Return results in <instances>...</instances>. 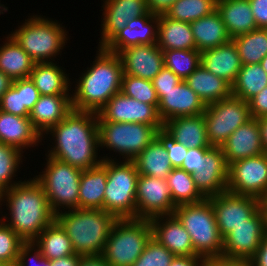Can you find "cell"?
<instances>
[{
  "label": "cell",
  "instance_id": "obj_1",
  "mask_svg": "<svg viewBox=\"0 0 267 266\" xmlns=\"http://www.w3.org/2000/svg\"><path fill=\"white\" fill-rule=\"evenodd\" d=\"M46 137L52 144L49 143L50 149L48 146L45 154L58 161L81 170L96 167L103 161L99 155L97 113L72 109L42 136L44 143Z\"/></svg>",
  "mask_w": 267,
  "mask_h": 266
},
{
  "label": "cell",
  "instance_id": "obj_2",
  "mask_svg": "<svg viewBox=\"0 0 267 266\" xmlns=\"http://www.w3.org/2000/svg\"><path fill=\"white\" fill-rule=\"evenodd\" d=\"M6 203V204H5ZM1 214L5 222L24 242H32L56 219L41 183L35 178L22 179L4 191ZM8 214V215H7Z\"/></svg>",
  "mask_w": 267,
  "mask_h": 266
},
{
  "label": "cell",
  "instance_id": "obj_3",
  "mask_svg": "<svg viewBox=\"0 0 267 266\" xmlns=\"http://www.w3.org/2000/svg\"><path fill=\"white\" fill-rule=\"evenodd\" d=\"M97 49L90 67L71 82H76L71 86L73 110L98 113L112 96L121 92L124 72L119 55L103 47Z\"/></svg>",
  "mask_w": 267,
  "mask_h": 266
},
{
  "label": "cell",
  "instance_id": "obj_4",
  "mask_svg": "<svg viewBox=\"0 0 267 266\" xmlns=\"http://www.w3.org/2000/svg\"><path fill=\"white\" fill-rule=\"evenodd\" d=\"M66 231L73 250L82 257L102 256L117 218L100 209H71L58 212L55 219Z\"/></svg>",
  "mask_w": 267,
  "mask_h": 266
},
{
  "label": "cell",
  "instance_id": "obj_5",
  "mask_svg": "<svg viewBox=\"0 0 267 266\" xmlns=\"http://www.w3.org/2000/svg\"><path fill=\"white\" fill-rule=\"evenodd\" d=\"M62 24L59 20L34 14L9 33L35 63L55 62L70 39Z\"/></svg>",
  "mask_w": 267,
  "mask_h": 266
},
{
  "label": "cell",
  "instance_id": "obj_6",
  "mask_svg": "<svg viewBox=\"0 0 267 266\" xmlns=\"http://www.w3.org/2000/svg\"><path fill=\"white\" fill-rule=\"evenodd\" d=\"M173 215L189 233L194 252L203 258L222 257L221 236L209 198L176 206Z\"/></svg>",
  "mask_w": 267,
  "mask_h": 266
},
{
  "label": "cell",
  "instance_id": "obj_7",
  "mask_svg": "<svg viewBox=\"0 0 267 266\" xmlns=\"http://www.w3.org/2000/svg\"><path fill=\"white\" fill-rule=\"evenodd\" d=\"M163 126L141 123L98 121L99 149L115 152L116 157L106 154L103 160L133 161L156 137ZM112 156V157H111ZM122 156V157H121Z\"/></svg>",
  "mask_w": 267,
  "mask_h": 266
},
{
  "label": "cell",
  "instance_id": "obj_8",
  "mask_svg": "<svg viewBox=\"0 0 267 266\" xmlns=\"http://www.w3.org/2000/svg\"><path fill=\"white\" fill-rule=\"evenodd\" d=\"M152 237L149 220L117 219L106 241L102 257L111 266H132Z\"/></svg>",
  "mask_w": 267,
  "mask_h": 266
},
{
  "label": "cell",
  "instance_id": "obj_9",
  "mask_svg": "<svg viewBox=\"0 0 267 266\" xmlns=\"http://www.w3.org/2000/svg\"><path fill=\"white\" fill-rule=\"evenodd\" d=\"M139 173L133 161L107 159V183L103 210L117 219L136 218Z\"/></svg>",
  "mask_w": 267,
  "mask_h": 266
},
{
  "label": "cell",
  "instance_id": "obj_10",
  "mask_svg": "<svg viewBox=\"0 0 267 266\" xmlns=\"http://www.w3.org/2000/svg\"><path fill=\"white\" fill-rule=\"evenodd\" d=\"M46 162L38 174L33 175L44 188L50 208L58 212L77 209L80 176L83 170L46 155Z\"/></svg>",
  "mask_w": 267,
  "mask_h": 266
},
{
  "label": "cell",
  "instance_id": "obj_11",
  "mask_svg": "<svg viewBox=\"0 0 267 266\" xmlns=\"http://www.w3.org/2000/svg\"><path fill=\"white\" fill-rule=\"evenodd\" d=\"M203 115L211 147H221L239 126L252 119L248 102L234 95L206 105Z\"/></svg>",
  "mask_w": 267,
  "mask_h": 266
},
{
  "label": "cell",
  "instance_id": "obj_12",
  "mask_svg": "<svg viewBox=\"0 0 267 266\" xmlns=\"http://www.w3.org/2000/svg\"><path fill=\"white\" fill-rule=\"evenodd\" d=\"M267 234V214L261 206L247 223L234 227L223 238L222 257L226 259L250 261Z\"/></svg>",
  "mask_w": 267,
  "mask_h": 266
},
{
  "label": "cell",
  "instance_id": "obj_13",
  "mask_svg": "<svg viewBox=\"0 0 267 266\" xmlns=\"http://www.w3.org/2000/svg\"><path fill=\"white\" fill-rule=\"evenodd\" d=\"M227 191L262 201L267 195V154L231 163L228 169Z\"/></svg>",
  "mask_w": 267,
  "mask_h": 266
},
{
  "label": "cell",
  "instance_id": "obj_14",
  "mask_svg": "<svg viewBox=\"0 0 267 266\" xmlns=\"http://www.w3.org/2000/svg\"><path fill=\"white\" fill-rule=\"evenodd\" d=\"M175 208L166 179L138 176L136 218L150 220L157 216L172 215Z\"/></svg>",
  "mask_w": 267,
  "mask_h": 266
},
{
  "label": "cell",
  "instance_id": "obj_15",
  "mask_svg": "<svg viewBox=\"0 0 267 266\" xmlns=\"http://www.w3.org/2000/svg\"><path fill=\"white\" fill-rule=\"evenodd\" d=\"M215 220L224 238L234 227L247 223L261 206L262 201L255 197L236 195L228 191L209 197Z\"/></svg>",
  "mask_w": 267,
  "mask_h": 266
},
{
  "label": "cell",
  "instance_id": "obj_16",
  "mask_svg": "<svg viewBox=\"0 0 267 266\" xmlns=\"http://www.w3.org/2000/svg\"><path fill=\"white\" fill-rule=\"evenodd\" d=\"M98 121L131 122L163 126L158 109L152 105L125 96L122 92L112 96L97 113Z\"/></svg>",
  "mask_w": 267,
  "mask_h": 266
},
{
  "label": "cell",
  "instance_id": "obj_17",
  "mask_svg": "<svg viewBox=\"0 0 267 266\" xmlns=\"http://www.w3.org/2000/svg\"><path fill=\"white\" fill-rule=\"evenodd\" d=\"M98 47H103L128 21L150 13L146 0H103Z\"/></svg>",
  "mask_w": 267,
  "mask_h": 266
},
{
  "label": "cell",
  "instance_id": "obj_18",
  "mask_svg": "<svg viewBox=\"0 0 267 266\" xmlns=\"http://www.w3.org/2000/svg\"><path fill=\"white\" fill-rule=\"evenodd\" d=\"M156 94L159 100L158 114L163 123L176 117L201 115L206 108L184 80L170 91H156Z\"/></svg>",
  "mask_w": 267,
  "mask_h": 266
},
{
  "label": "cell",
  "instance_id": "obj_19",
  "mask_svg": "<svg viewBox=\"0 0 267 266\" xmlns=\"http://www.w3.org/2000/svg\"><path fill=\"white\" fill-rule=\"evenodd\" d=\"M228 169L221 147H212L195 173L193 180L199 192L209 198L227 191Z\"/></svg>",
  "mask_w": 267,
  "mask_h": 266
},
{
  "label": "cell",
  "instance_id": "obj_20",
  "mask_svg": "<svg viewBox=\"0 0 267 266\" xmlns=\"http://www.w3.org/2000/svg\"><path fill=\"white\" fill-rule=\"evenodd\" d=\"M124 74L152 79L164 67V54L157 44L131 46L118 53Z\"/></svg>",
  "mask_w": 267,
  "mask_h": 266
},
{
  "label": "cell",
  "instance_id": "obj_21",
  "mask_svg": "<svg viewBox=\"0 0 267 266\" xmlns=\"http://www.w3.org/2000/svg\"><path fill=\"white\" fill-rule=\"evenodd\" d=\"M159 15L149 13L128 21L104 46L106 51L118 54L127 47L156 44Z\"/></svg>",
  "mask_w": 267,
  "mask_h": 266
},
{
  "label": "cell",
  "instance_id": "obj_22",
  "mask_svg": "<svg viewBox=\"0 0 267 266\" xmlns=\"http://www.w3.org/2000/svg\"><path fill=\"white\" fill-rule=\"evenodd\" d=\"M152 237L175 256H193L192 240L179 220L172 215L157 216L149 220Z\"/></svg>",
  "mask_w": 267,
  "mask_h": 266
},
{
  "label": "cell",
  "instance_id": "obj_23",
  "mask_svg": "<svg viewBox=\"0 0 267 266\" xmlns=\"http://www.w3.org/2000/svg\"><path fill=\"white\" fill-rule=\"evenodd\" d=\"M227 165L264 153L257 119L239 126L221 146Z\"/></svg>",
  "mask_w": 267,
  "mask_h": 266
},
{
  "label": "cell",
  "instance_id": "obj_24",
  "mask_svg": "<svg viewBox=\"0 0 267 266\" xmlns=\"http://www.w3.org/2000/svg\"><path fill=\"white\" fill-rule=\"evenodd\" d=\"M0 142L24 153L25 149H33L41 145L42 136L34 128L29 117H21L0 110Z\"/></svg>",
  "mask_w": 267,
  "mask_h": 266
},
{
  "label": "cell",
  "instance_id": "obj_25",
  "mask_svg": "<svg viewBox=\"0 0 267 266\" xmlns=\"http://www.w3.org/2000/svg\"><path fill=\"white\" fill-rule=\"evenodd\" d=\"M72 111L71 95H41L30 111L29 119L43 136Z\"/></svg>",
  "mask_w": 267,
  "mask_h": 266
},
{
  "label": "cell",
  "instance_id": "obj_26",
  "mask_svg": "<svg viewBox=\"0 0 267 266\" xmlns=\"http://www.w3.org/2000/svg\"><path fill=\"white\" fill-rule=\"evenodd\" d=\"M201 65L210 73L232 85L242 67L238 49L231 39L228 43L201 52Z\"/></svg>",
  "mask_w": 267,
  "mask_h": 266
},
{
  "label": "cell",
  "instance_id": "obj_27",
  "mask_svg": "<svg viewBox=\"0 0 267 266\" xmlns=\"http://www.w3.org/2000/svg\"><path fill=\"white\" fill-rule=\"evenodd\" d=\"M163 128L171 134L178 143L188 148H212L208 138L203 114L182 116L167 120Z\"/></svg>",
  "mask_w": 267,
  "mask_h": 266
},
{
  "label": "cell",
  "instance_id": "obj_28",
  "mask_svg": "<svg viewBox=\"0 0 267 266\" xmlns=\"http://www.w3.org/2000/svg\"><path fill=\"white\" fill-rule=\"evenodd\" d=\"M58 60L34 64L29 78L40 95H71V76L64 67L58 65Z\"/></svg>",
  "mask_w": 267,
  "mask_h": 266
},
{
  "label": "cell",
  "instance_id": "obj_29",
  "mask_svg": "<svg viewBox=\"0 0 267 266\" xmlns=\"http://www.w3.org/2000/svg\"><path fill=\"white\" fill-rule=\"evenodd\" d=\"M216 10L231 39L258 28L249 0H217Z\"/></svg>",
  "mask_w": 267,
  "mask_h": 266
},
{
  "label": "cell",
  "instance_id": "obj_30",
  "mask_svg": "<svg viewBox=\"0 0 267 266\" xmlns=\"http://www.w3.org/2000/svg\"><path fill=\"white\" fill-rule=\"evenodd\" d=\"M107 183V159L96 167L83 170L80 176L78 208L103 210Z\"/></svg>",
  "mask_w": 267,
  "mask_h": 266
},
{
  "label": "cell",
  "instance_id": "obj_31",
  "mask_svg": "<svg viewBox=\"0 0 267 266\" xmlns=\"http://www.w3.org/2000/svg\"><path fill=\"white\" fill-rule=\"evenodd\" d=\"M196 49L200 52L228 43L231 38L217 10L190 22Z\"/></svg>",
  "mask_w": 267,
  "mask_h": 266
},
{
  "label": "cell",
  "instance_id": "obj_32",
  "mask_svg": "<svg viewBox=\"0 0 267 266\" xmlns=\"http://www.w3.org/2000/svg\"><path fill=\"white\" fill-rule=\"evenodd\" d=\"M157 46L163 50L196 49L190 23L159 14Z\"/></svg>",
  "mask_w": 267,
  "mask_h": 266
},
{
  "label": "cell",
  "instance_id": "obj_33",
  "mask_svg": "<svg viewBox=\"0 0 267 266\" xmlns=\"http://www.w3.org/2000/svg\"><path fill=\"white\" fill-rule=\"evenodd\" d=\"M187 85L209 105L231 95V85L200 65L185 80Z\"/></svg>",
  "mask_w": 267,
  "mask_h": 266
},
{
  "label": "cell",
  "instance_id": "obj_34",
  "mask_svg": "<svg viewBox=\"0 0 267 266\" xmlns=\"http://www.w3.org/2000/svg\"><path fill=\"white\" fill-rule=\"evenodd\" d=\"M0 44V71L12 80L29 78L35 62L8 33Z\"/></svg>",
  "mask_w": 267,
  "mask_h": 266
},
{
  "label": "cell",
  "instance_id": "obj_35",
  "mask_svg": "<svg viewBox=\"0 0 267 266\" xmlns=\"http://www.w3.org/2000/svg\"><path fill=\"white\" fill-rule=\"evenodd\" d=\"M139 175L167 179L173 167L161 142L154 140L133 160Z\"/></svg>",
  "mask_w": 267,
  "mask_h": 266
},
{
  "label": "cell",
  "instance_id": "obj_36",
  "mask_svg": "<svg viewBox=\"0 0 267 266\" xmlns=\"http://www.w3.org/2000/svg\"><path fill=\"white\" fill-rule=\"evenodd\" d=\"M32 242L50 260L75 254L70 238L56 220Z\"/></svg>",
  "mask_w": 267,
  "mask_h": 266
},
{
  "label": "cell",
  "instance_id": "obj_37",
  "mask_svg": "<svg viewBox=\"0 0 267 266\" xmlns=\"http://www.w3.org/2000/svg\"><path fill=\"white\" fill-rule=\"evenodd\" d=\"M265 87H267V73L261 64H246L242 65L231 85V95L248 102Z\"/></svg>",
  "mask_w": 267,
  "mask_h": 266
},
{
  "label": "cell",
  "instance_id": "obj_38",
  "mask_svg": "<svg viewBox=\"0 0 267 266\" xmlns=\"http://www.w3.org/2000/svg\"><path fill=\"white\" fill-rule=\"evenodd\" d=\"M166 180L175 206L198 203L205 199L197 189L192 174L181 168H173Z\"/></svg>",
  "mask_w": 267,
  "mask_h": 266
},
{
  "label": "cell",
  "instance_id": "obj_39",
  "mask_svg": "<svg viewBox=\"0 0 267 266\" xmlns=\"http://www.w3.org/2000/svg\"><path fill=\"white\" fill-rule=\"evenodd\" d=\"M242 65L260 63L267 55V29L257 28L232 39Z\"/></svg>",
  "mask_w": 267,
  "mask_h": 266
},
{
  "label": "cell",
  "instance_id": "obj_40",
  "mask_svg": "<svg viewBox=\"0 0 267 266\" xmlns=\"http://www.w3.org/2000/svg\"><path fill=\"white\" fill-rule=\"evenodd\" d=\"M217 0H176L165 15L173 20L190 23L216 10Z\"/></svg>",
  "mask_w": 267,
  "mask_h": 266
},
{
  "label": "cell",
  "instance_id": "obj_41",
  "mask_svg": "<svg viewBox=\"0 0 267 266\" xmlns=\"http://www.w3.org/2000/svg\"><path fill=\"white\" fill-rule=\"evenodd\" d=\"M164 66L185 80L201 65V52L197 49L163 50Z\"/></svg>",
  "mask_w": 267,
  "mask_h": 266
},
{
  "label": "cell",
  "instance_id": "obj_42",
  "mask_svg": "<svg viewBox=\"0 0 267 266\" xmlns=\"http://www.w3.org/2000/svg\"><path fill=\"white\" fill-rule=\"evenodd\" d=\"M19 149L0 142V185L6 190L20 181L15 180L26 155ZM24 157V159H23Z\"/></svg>",
  "mask_w": 267,
  "mask_h": 266
},
{
  "label": "cell",
  "instance_id": "obj_43",
  "mask_svg": "<svg viewBox=\"0 0 267 266\" xmlns=\"http://www.w3.org/2000/svg\"><path fill=\"white\" fill-rule=\"evenodd\" d=\"M121 92L127 97L158 107L159 100L150 80L123 74Z\"/></svg>",
  "mask_w": 267,
  "mask_h": 266
},
{
  "label": "cell",
  "instance_id": "obj_44",
  "mask_svg": "<svg viewBox=\"0 0 267 266\" xmlns=\"http://www.w3.org/2000/svg\"><path fill=\"white\" fill-rule=\"evenodd\" d=\"M25 242L0 219V261L15 266L20 247Z\"/></svg>",
  "mask_w": 267,
  "mask_h": 266
},
{
  "label": "cell",
  "instance_id": "obj_45",
  "mask_svg": "<svg viewBox=\"0 0 267 266\" xmlns=\"http://www.w3.org/2000/svg\"><path fill=\"white\" fill-rule=\"evenodd\" d=\"M175 255L151 237L132 266H169Z\"/></svg>",
  "mask_w": 267,
  "mask_h": 266
},
{
  "label": "cell",
  "instance_id": "obj_46",
  "mask_svg": "<svg viewBox=\"0 0 267 266\" xmlns=\"http://www.w3.org/2000/svg\"><path fill=\"white\" fill-rule=\"evenodd\" d=\"M0 110L21 117H29L30 111L22 106L21 79L13 80L12 86L3 94Z\"/></svg>",
  "mask_w": 267,
  "mask_h": 266
},
{
  "label": "cell",
  "instance_id": "obj_47",
  "mask_svg": "<svg viewBox=\"0 0 267 266\" xmlns=\"http://www.w3.org/2000/svg\"><path fill=\"white\" fill-rule=\"evenodd\" d=\"M156 138L161 142L164 149L167 151L168 159L173 168H181L184 158L188 152V147L176 140L164 128L158 129Z\"/></svg>",
  "mask_w": 267,
  "mask_h": 266
},
{
  "label": "cell",
  "instance_id": "obj_48",
  "mask_svg": "<svg viewBox=\"0 0 267 266\" xmlns=\"http://www.w3.org/2000/svg\"><path fill=\"white\" fill-rule=\"evenodd\" d=\"M15 266H51V260L44 257L33 242H25L20 247Z\"/></svg>",
  "mask_w": 267,
  "mask_h": 266
},
{
  "label": "cell",
  "instance_id": "obj_49",
  "mask_svg": "<svg viewBox=\"0 0 267 266\" xmlns=\"http://www.w3.org/2000/svg\"><path fill=\"white\" fill-rule=\"evenodd\" d=\"M179 82H181V79L165 66L152 79L153 87L156 91H170Z\"/></svg>",
  "mask_w": 267,
  "mask_h": 266
},
{
  "label": "cell",
  "instance_id": "obj_50",
  "mask_svg": "<svg viewBox=\"0 0 267 266\" xmlns=\"http://www.w3.org/2000/svg\"><path fill=\"white\" fill-rule=\"evenodd\" d=\"M210 149L211 148H188L181 169L190 174L195 173L196 169L200 167L202 160L205 158V154Z\"/></svg>",
  "mask_w": 267,
  "mask_h": 266
},
{
  "label": "cell",
  "instance_id": "obj_51",
  "mask_svg": "<svg viewBox=\"0 0 267 266\" xmlns=\"http://www.w3.org/2000/svg\"><path fill=\"white\" fill-rule=\"evenodd\" d=\"M40 96L38 89L35 87L30 78L21 79L22 106H25L29 111H31Z\"/></svg>",
  "mask_w": 267,
  "mask_h": 266
},
{
  "label": "cell",
  "instance_id": "obj_52",
  "mask_svg": "<svg viewBox=\"0 0 267 266\" xmlns=\"http://www.w3.org/2000/svg\"><path fill=\"white\" fill-rule=\"evenodd\" d=\"M252 118L267 116V87L263 88L257 95L248 101Z\"/></svg>",
  "mask_w": 267,
  "mask_h": 266
},
{
  "label": "cell",
  "instance_id": "obj_53",
  "mask_svg": "<svg viewBox=\"0 0 267 266\" xmlns=\"http://www.w3.org/2000/svg\"><path fill=\"white\" fill-rule=\"evenodd\" d=\"M258 28L267 29V0H249Z\"/></svg>",
  "mask_w": 267,
  "mask_h": 266
},
{
  "label": "cell",
  "instance_id": "obj_54",
  "mask_svg": "<svg viewBox=\"0 0 267 266\" xmlns=\"http://www.w3.org/2000/svg\"><path fill=\"white\" fill-rule=\"evenodd\" d=\"M202 266H250L245 260L226 259L223 257L205 258Z\"/></svg>",
  "mask_w": 267,
  "mask_h": 266
},
{
  "label": "cell",
  "instance_id": "obj_55",
  "mask_svg": "<svg viewBox=\"0 0 267 266\" xmlns=\"http://www.w3.org/2000/svg\"><path fill=\"white\" fill-rule=\"evenodd\" d=\"M205 258L199 255L175 256L169 266H202Z\"/></svg>",
  "mask_w": 267,
  "mask_h": 266
},
{
  "label": "cell",
  "instance_id": "obj_56",
  "mask_svg": "<svg viewBox=\"0 0 267 266\" xmlns=\"http://www.w3.org/2000/svg\"><path fill=\"white\" fill-rule=\"evenodd\" d=\"M249 263L250 266H267V234L262 239L261 245Z\"/></svg>",
  "mask_w": 267,
  "mask_h": 266
},
{
  "label": "cell",
  "instance_id": "obj_57",
  "mask_svg": "<svg viewBox=\"0 0 267 266\" xmlns=\"http://www.w3.org/2000/svg\"><path fill=\"white\" fill-rule=\"evenodd\" d=\"M148 9L154 14H165L176 0H146Z\"/></svg>",
  "mask_w": 267,
  "mask_h": 266
},
{
  "label": "cell",
  "instance_id": "obj_58",
  "mask_svg": "<svg viewBox=\"0 0 267 266\" xmlns=\"http://www.w3.org/2000/svg\"><path fill=\"white\" fill-rule=\"evenodd\" d=\"M82 256L73 254L51 260V266H78Z\"/></svg>",
  "mask_w": 267,
  "mask_h": 266
},
{
  "label": "cell",
  "instance_id": "obj_59",
  "mask_svg": "<svg viewBox=\"0 0 267 266\" xmlns=\"http://www.w3.org/2000/svg\"><path fill=\"white\" fill-rule=\"evenodd\" d=\"M78 266H111L102 256L81 257Z\"/></svg>",
  "mask_w": 267,
  "mask_h": 266
},
{
  "label": "cell",
  "instance_id": "obj_60",
  "mask_svg": "<svg viewBox=\"0 0 267 266\" xmlns=\"http://www.w3.org/2000/svg\"><path fill=\"white\" fill-rule=\"evenodd\" d=\"M264 153L267 154V116L257 118Z\"/></svg>",
  "mask_w": 267,
  "mask_h": 266
},
{
  "label": "cell",
  "instance_id": "obj_61",
  "mask_svg": "<svg viewBox=\"0 0 267 266\" xmlns=\"http://www.w3.org/2000/svg\"><path fill=\"white\" fill-rule=\"evenodd\" d=\"M13 80L0 71V101L3 94L12 86Z\"/></svg>",
  "mask_w": 267,
  "mask_h": 266
},
{
  "label": "cell",
  "instance_id": "obj_62",
  "mask_svg": "<svg viewBox=\"0 0 267 266\" xmlns=\"http://www.w3.org/2000/svg\"><path fill=\"white\" fill-rule=\"evenodd\" d=\"M4 191L5 189L0 185V214L3 213L2 210V204H3V199H4Z\"/></svg>",
  "mask_w": 267,
  "mask_h": 266
},
{
  "label": "cell",
  "instance_id": "obj_63",
  "mask_svg": "<svg viewBox=\"0 0 267 266\" xmlns=\"http://www.w3.org/2000/svg\"><path fill=\"white\" fill-rule=\"evenodd\" d=\"M260 64L262 68L264 69V71L267 73V55L264 58H262Z\"/></svg>",
  "mask_w": 267,
  "mask_h": 266
},
{
  "label": "cell",
  "instance_id": "obj_64",
  "mask_svg": "<svg viewBox=\"0 0 267 266\" xmlns=\"http://www.w3.org/2000/svg\"><path fill=\"white\" fill-rule=\"evenodd\" d=\"M8 12V7H6L4 4H1L0 0V15Z\"/></svg>",
  "mask_w": 267,
  "mask_h": 266
},
{
  "label": "cell",
  "instance_id": "obj_65",
  "mask_svg": "<svg viewBox=\"0 0 267 266\" xmlns=\"http://www.w3.org/2000/svg\"><path fill=\"white\" fill-rule=\"evenodd\" d=\"M262 207H263L264 211H267V195L262 200Z\"/></svg>",
  "mask_w": 267,
  "mask_h": 266
},
{
  "label": "cell",
  "instance_id": "obj_66",
  "mask_svg": "<svg viewBox=\"0 0 267 266\" xmlns=\"http://www.w3.org/2000/svg\"><path fill=\"white\" fill-rule=\"evenodd\" d=\"M0 266H7V265L0 261Z\"/></svg>",
  "mask_w": 267,
  "mask_h": 266
}]
</instances>
